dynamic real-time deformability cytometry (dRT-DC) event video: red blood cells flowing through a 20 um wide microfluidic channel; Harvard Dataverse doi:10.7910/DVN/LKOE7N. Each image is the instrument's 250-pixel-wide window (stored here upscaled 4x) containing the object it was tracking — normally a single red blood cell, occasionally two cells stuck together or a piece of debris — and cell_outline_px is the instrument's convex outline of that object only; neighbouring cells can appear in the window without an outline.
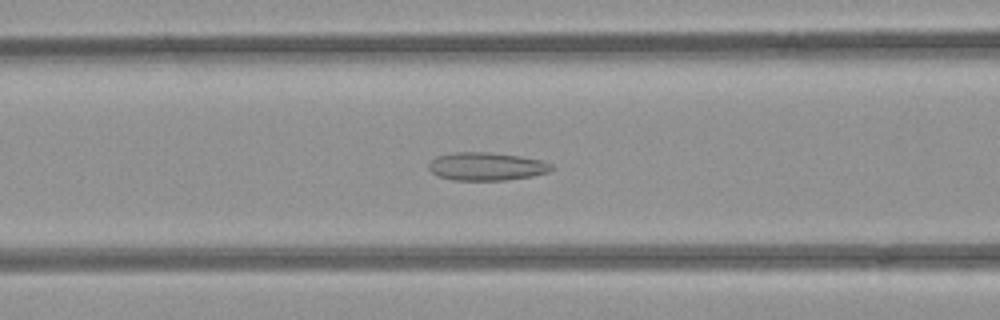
{"species": "common noctule bat (a hibernating species)", "species_latin": "Nyctalus noctula", "temperature_condition": "room temperature", "stored_images_in_passage": 36, "camera_frame_rate_fps": 3000, "um_per_image_px": 0.085, "animal": {"sex": "female", "body_mass_g": 21.9}, "frame": {"image": 1, "passage_image": 5, "time_ms": 1.333, "image_size_px": [1000, 320], "cell_outline_px": [[552, 168], [548, 172], [532, 176], [504, 180], [452, 180], [436, 176], [428, 168], [428, 164], [436, 156], [452, 152], [488, 152], [520, 156], [540, 160], [552, 164]], "centroid_in_image_um": [41.3, 14.14], "position_along_channel_um": 125.3, "area_um2": 20.11}}
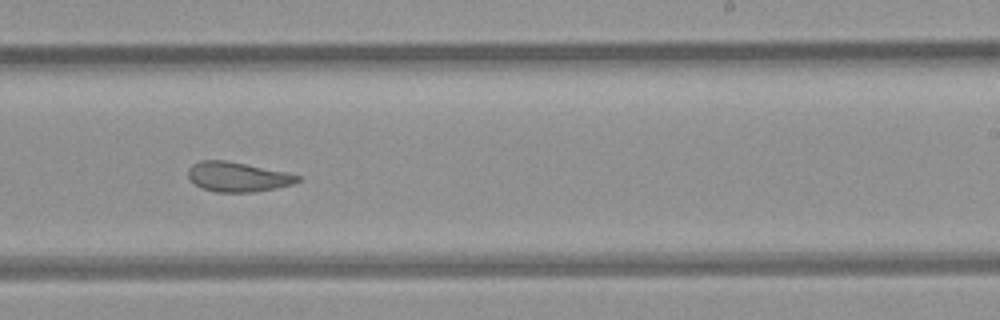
{"frame": {"image": 2, "passage_image": 16, "time_ms": 5.0, "image_size_px": [1000, 320], "cell_outline_px": [[300, 180], [292, 184], [276, 188], [256, 192], [216, 192], [200, 188], [188, 176], [188, 168], [192, 164], [200, 160], [224, 160], [288, 172], [300, 176]], "centroid_in_image_um": [20.2, 15.03], "position_along_channel_um": 268.8, "area_um2": 18.96}}
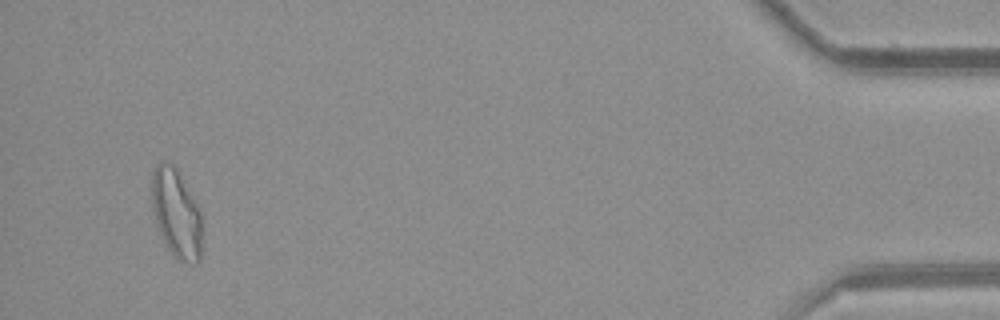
{"frame": {"image": 3, "passage_image": 34, "time_ms": 11.0, "image_size_px": [1000, 320], "cell_outline_px": [[200, 260], [196, 264], [192, 264], [176, 260], [172, 256], [156, 224], [152, 208], [152, 172], [156, 164], [164, 160], [168, 160], [176, 168], [196, 204], [200, 212]], "centroid_in_image_um": [14.95, 18.15], "position_along_channel_um": 420.2, "area_um2": 25.72}}